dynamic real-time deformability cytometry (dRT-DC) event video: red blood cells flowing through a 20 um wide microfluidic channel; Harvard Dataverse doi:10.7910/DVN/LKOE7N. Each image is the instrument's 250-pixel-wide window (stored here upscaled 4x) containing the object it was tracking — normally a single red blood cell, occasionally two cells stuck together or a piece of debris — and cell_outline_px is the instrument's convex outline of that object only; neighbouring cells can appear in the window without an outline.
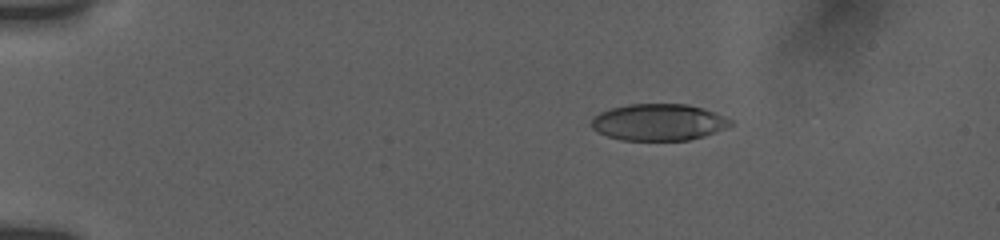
{"species": "human", "species_latin": "Homo sapiens", "temperature_condition": "room temperature", "stored_images_in_passage": 47, "camera_frame_rate_fps": 3000, "um_per_image_px": 0.085, "donor": {"sex": "female"}, "frame": {"image": 1, "passage_image": 1, "time_ms": 0.0, "image_size_px": [1000, 240], "cell_outline_px": [[732, 124], [716, 132], [704, 136], [688, 140], [624, 140], [608, 136], [596, 132], [592, 128], [592, 120], [600, 112], [612, 108], [628, 104], [688, 104], [704, 108], [732, 120]], "centroid_in_image_um": [55.98, 10.39], "position_along_channel_um": 29.0, "area_um2": 29.54}}
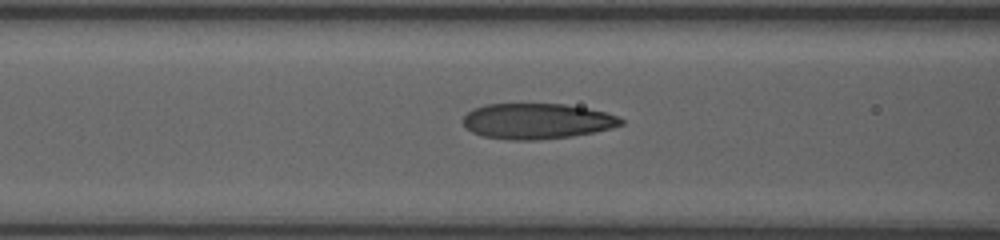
{"frame": {"image": 2, "passage_image": 34, "time_ms": 4.667, "image_size_px": [1000, 240], "cell_outline_px": [[624, 124], [612, 128], [572, 136], [540, 140], [508, 140], [484, 136], [472, 132], [464, 124], [464, 116], [468, 112], [484, 104], [564, 104], [604, 112], [616, 116], [624, 120]], "centroid_in_image_um": [45.64, 10.3], "position_along_channel_um": 121.0, "area_um2": 32.48}}
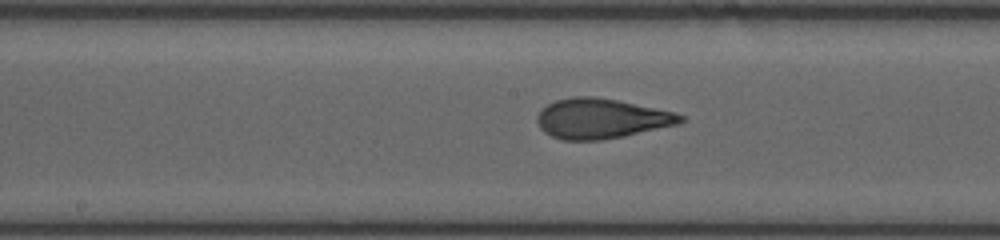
{"frame": {"image": 3, "passage_image": 45, "time_ms": 6.667, "image_size_px": [1000, 240], "cell_outline_px": [[684, 120], [680, 124], [624, 136], [600, 140], [564, 140], [552, 136], [544, 132], [540, 128], [540, 112], [548, 104], [556, 100], [572, 96], [592, 96], [616, 100], [672, 112], [684, 116]], "centroid_in_image_um": [51.13, 10.08], "position_along_channel_um": 197.1, "area_um2": 32.83}}